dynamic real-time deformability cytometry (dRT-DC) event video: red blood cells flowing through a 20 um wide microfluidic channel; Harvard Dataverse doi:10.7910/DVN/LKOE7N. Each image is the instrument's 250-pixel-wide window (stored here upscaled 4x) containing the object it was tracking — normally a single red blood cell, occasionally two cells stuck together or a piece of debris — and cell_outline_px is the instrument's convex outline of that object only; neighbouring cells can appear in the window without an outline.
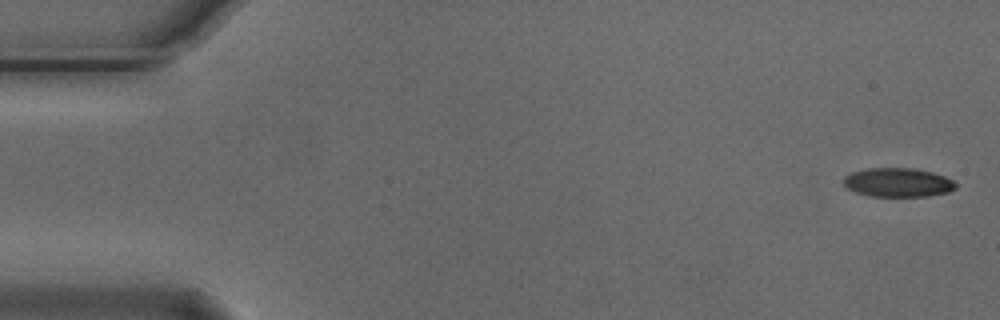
{"species": "Egyptian fruit bat (a non-hibernating species)", "species_latin": "Rousettus aegyptiacus", "temperature_condition": "cold", "stored_images_in_passage": 5, "camera_frame_rate_fps": 3000, "um_per_image_px": 0.085, "animal": {"sex": "male"}, "frame": {"image": 1, "passage_image": 1, "time_ms": 0.0, "image_size_px": [1000, 320], "cell_outline_px": [[956, 188], [948, 192], [928, 196], [872, 196], [856, 192], [848, 188], [844, 184], [844, 176], [852, 172], [868, 168], [912, 168], [932, 172], [944, 176], [952, 180], [956, 184]], "centroid_in_image_um": [76.33, 15.5], "position_along_channel_um": 8.7, "area_um2": 18.79}}
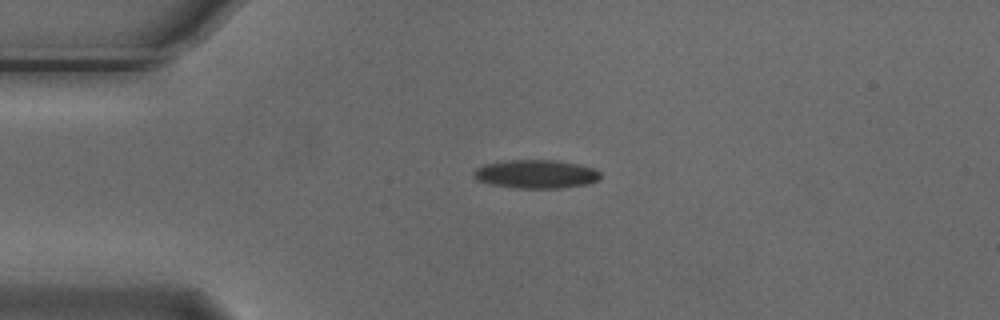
{"frame": {"image": 2, "passage_image": 4, "time_ms": 1.0, "image_size_px": [1000, 320], "cell_outline_px": [[600, 176], [596, 180], [588, 184], [560, 188], [516, 188], [492, 184], [476, 180], [472, 176], [472, 172], [476, 168], [484, 164], [508, 160], [552, 160], [576, 164], [592, 168], [600, 172]], "centroid_in_image_um": [45.5, 14.8], "position_along_channel_um": 39.5, "area_um2": 20.92}}